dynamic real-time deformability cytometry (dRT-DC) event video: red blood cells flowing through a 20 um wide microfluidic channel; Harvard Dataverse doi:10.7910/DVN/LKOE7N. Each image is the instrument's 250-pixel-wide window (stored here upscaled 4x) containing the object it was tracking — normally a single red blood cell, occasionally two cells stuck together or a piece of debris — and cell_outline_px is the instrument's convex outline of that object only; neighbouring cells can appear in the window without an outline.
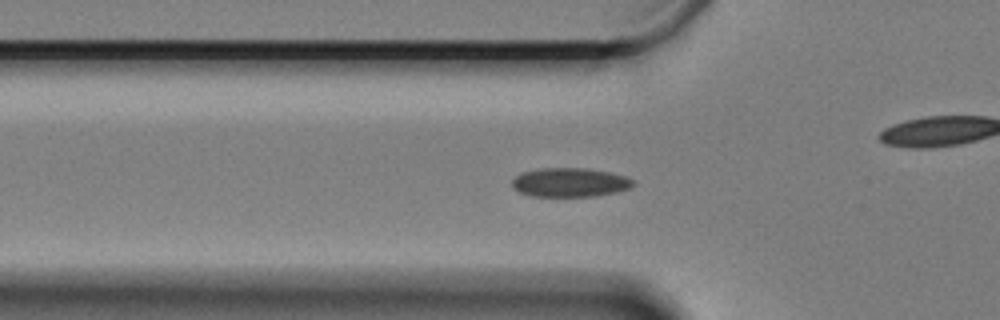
{"species": "Egyptian fruit bat (a non-hibernating species)", "species_latin": "Rousettus aegyptiacus", "temperature_condition": "cold", "stored_images_in_passage": 45, "camera_frame_rate_fps": 3000, "um_per_image_px": 0.085, "animal": {"sex": "female"}, "frame": {"image": 1, "passage_image": 3, "time_ms": 0.667, "image_size_px": [1000, 320], "cell_outline_px": [[636, 184], [632, 188], [616, 192], [596, 196], [532, 196], [520, 192], [512, 188], [512, 180], [516, 176], [524, 172], [540, 168], [588, 168], [612, 172], [636, 180]], "centroid_in_image_um": [48.5, 15.5], "position_along_channel_um": 77.3, "area_um2": 20.69}}
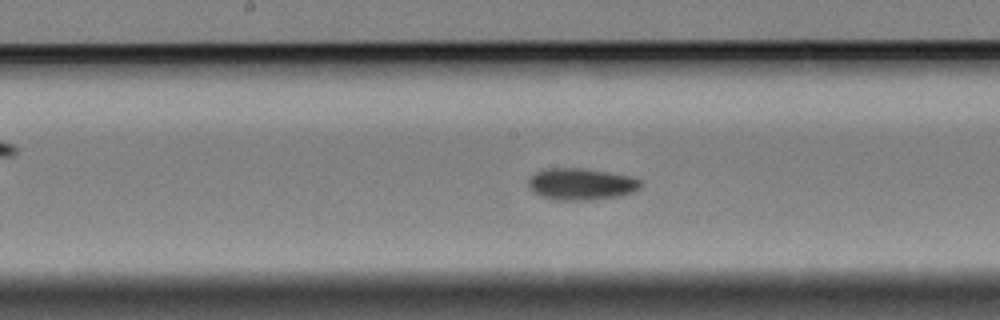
{"frame": {"image": 2, "passage_image": 14, "time_ms": 4.333, "image_size_px": [1000, 320], "cell_outline_px": [[640, 188], [632, 192], [616, 196], [592, 200], [556, 200], [540, 196], [532, 192], [528, 188], [528, 180], [536, 172], [548, 168], [580, 168], [628, 176], [640, 180]], "centroid_in_image_um": [49.32, 15.66], "position_along_channel_um": 198.9, "area_um2": 20.52}}
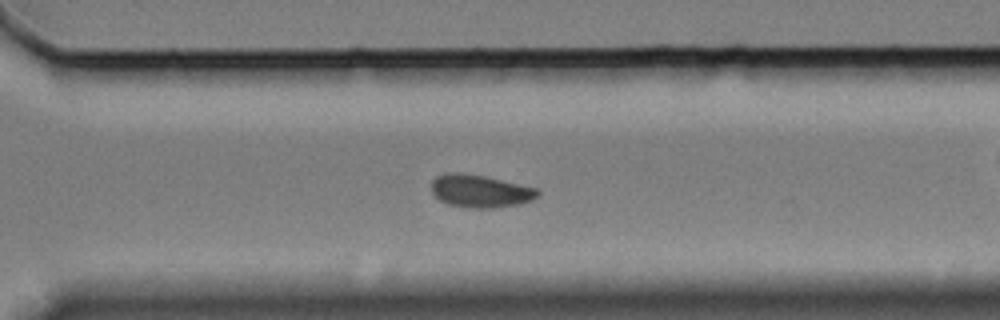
{"frame": {"image": 3, "passage_image": 26, "time_ms": 8.333, "image_size_px": [1000, 320], "cell_outline_px": [[540, 192], [532, 200], [520, 204], [496, 208], [468, 208], [448, 204], [440, 200], [432, 192], [432, 180], [436, 176], [448, 172], [464, 172], [484, 176], [536, 188]], "centroid_in_image_um": [40.79, 16.24], "position_along_channel_um": 329.8, "area_um2": 20.29}, "authors_computed_cell_mechanics": {"area_um2": 19.8254, "velocity_mm_per_s": 3.281, "shape_relaxation_time_tau1_ms": 7.3255, "shape_relaxation_time_tau2_ms": null, "deformation_change_tau1": 0.0968, "deformation_change_tau2": null}}